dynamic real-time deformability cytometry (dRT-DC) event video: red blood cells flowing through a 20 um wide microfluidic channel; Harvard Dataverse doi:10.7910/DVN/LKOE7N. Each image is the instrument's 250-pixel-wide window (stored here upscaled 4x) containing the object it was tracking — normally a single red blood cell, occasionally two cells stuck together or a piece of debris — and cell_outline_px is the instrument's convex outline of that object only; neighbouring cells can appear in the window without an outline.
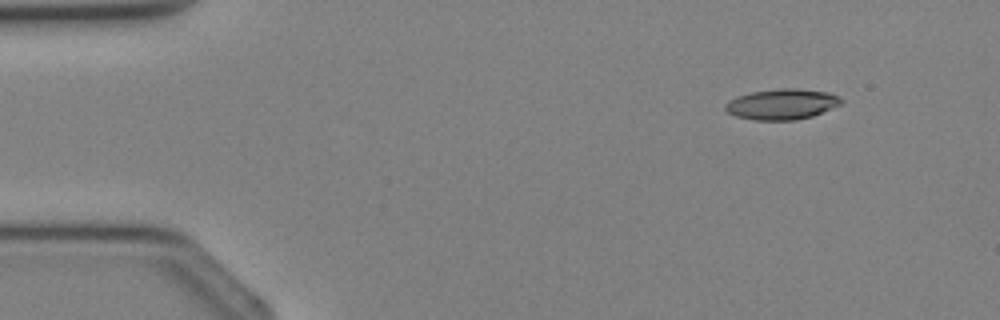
{"species": "Egyptian fruit bat (a non-hibernating species)", "species_latin": "Rousettus aegyptiacus", "temperature_condition": "cold", "stored_images_in_passage": 33, "camera_frame_rate_fps": 3000, "um_per_image_px": 0.085, "animal": {"sex": "female"}, "frame": {"image": 1, "passage_image": 1, "time_ms": 0.0, "image_size_px": [1000, 320], "cell_outline_px": [[844, 100], [840, 104], [812, 116], [792, 120], [756, 120], [736, 116], [728, 112], [724, 108], [724, 104], [728, 100], [736, 96], [752, 92], [780, 88], [796, 88], [828, 92]], "centroid_in_image_um": [66.42, 8.85], "position_along_channel_um": 18.6, "area_um2": 20.52}}
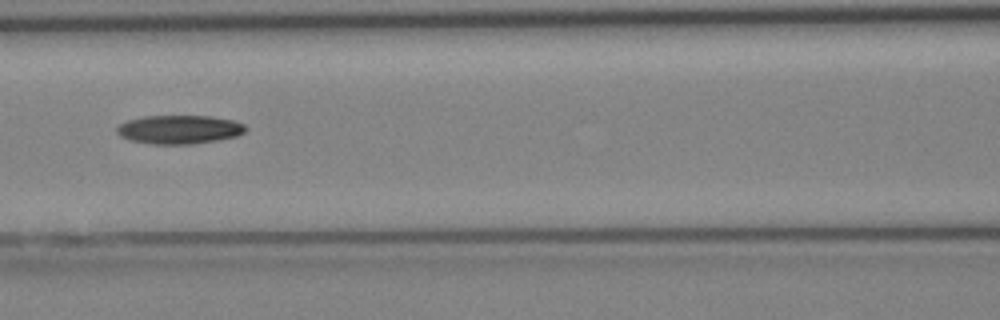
{"frame": {"image": 2, "passage_image": 13, "time_ms": 4.0, "image_size_px": [1000, 320], "cell_outline_px": [[248, 128], [244, 132], [236, 136], [216, 140], [192, 144], [152, 144], [132, 140], [120, 136], [116, 132], [116, 128], [120, 124], [128, 120], [144, 116], [212, 116], [232, 120], [244, 124]], "centroid_in_image_um": [15.24, 11.0], "position_along_channel_um": 151.4, "area_um2": 21.44}}
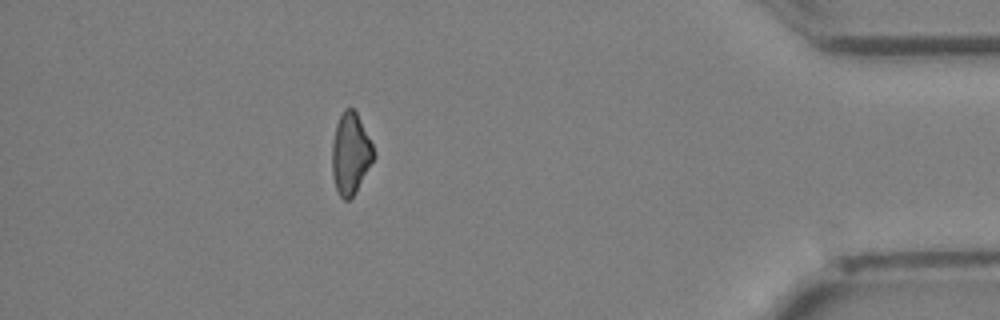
{"frame": {"image": 3, "passage_image": 29, "time_ms": 9.333, "image_size_px": [1000, 320], "cell_outline_px": [[376, 156], [356, 192], [348, 200], [344, 200], [340, 196], [336, 188], [332, 176], [332, 144], [336, 124], [344, 108], [352, 108], [356, 112], [376, 152]], "centroid_in_image_um": [29.8, 13.07], "position_along_channel_um": 405.4, "area_um2": 19.71}}